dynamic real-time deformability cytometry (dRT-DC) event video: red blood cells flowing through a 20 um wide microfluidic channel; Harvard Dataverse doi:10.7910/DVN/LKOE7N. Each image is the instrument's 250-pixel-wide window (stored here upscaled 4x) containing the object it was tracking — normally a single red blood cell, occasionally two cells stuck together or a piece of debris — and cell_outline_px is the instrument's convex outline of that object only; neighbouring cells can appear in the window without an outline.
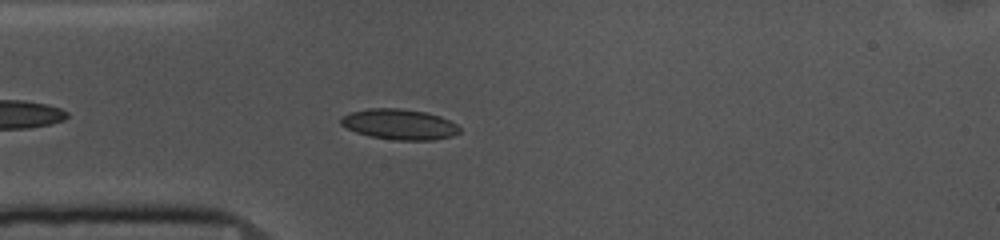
{"species": "common noctule bat (a hibernating species)", "species_latin": "Nyctalus noctula", "temperature_condition": "cold", "stored_images_in_passage": 16, "camera_frame_rate_fps": 3000, "um_per_image_px": 0.085, "animal": {"sex": "female", "body_mass_g": 10.0, "forearm_length_mm": 53.1}, "frame": {"image": 1, "passage_image": 5, "time_ms": 1.333, "image_size_px": [1000, 240], "cell_outline_px": [[460, 132], [452, 136], [432, 140], [392, 140], [368, 136], [356, 132], [340, 124], [340, 116], [352, 112], [368, 108], [400, 108], [428, 112], [440, 116], [456, 124], [460, 128]], "centroid_in_image_um": [33.94, 10.56], "position_along_channel_um": 51.1, "area_um2": 21.27}}
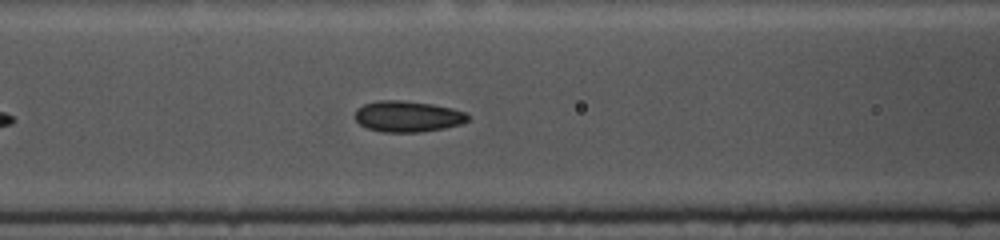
{"frame": {"image": 2, "passage_image": 12, "time_ms": 3.667, "image_size_px": [1000, 240], "cell_outline_px": [[468, 120], [460, 124], [444, 128], [420, 132], [384, 132], [368, 128], [360, 124], [356, 120], [356, 108], [364, 104], [380, 100], [404, 100], [432, 104], [452, 108], [468, 112]], "centroid_in_image_um": [34.67, 9.89], "position_along_channel_um": 131.9, "area_um2": 20.4}}
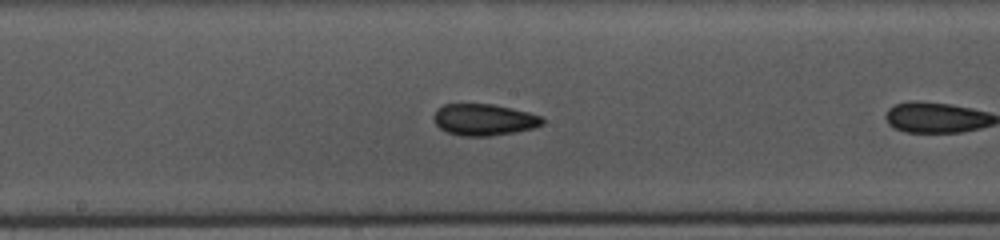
{"frame": {"image": 3, "passage_image": 15, "time_ms": 4.667, "image_size_px": [1000, 240], "cell_outline_px": [[544, 124], [532, 128], [516, 132], [488, 136], [460, 136], [448, 132], [440, 128], [432, 120], [432, 116], [436, 108], [444, 104], [492, 104], [512, 108], [544, 116]], "centroid_in_image_um": [41.13, 10.17], "position_along_channel_um": 207.1, "area_um2": 20.23}}